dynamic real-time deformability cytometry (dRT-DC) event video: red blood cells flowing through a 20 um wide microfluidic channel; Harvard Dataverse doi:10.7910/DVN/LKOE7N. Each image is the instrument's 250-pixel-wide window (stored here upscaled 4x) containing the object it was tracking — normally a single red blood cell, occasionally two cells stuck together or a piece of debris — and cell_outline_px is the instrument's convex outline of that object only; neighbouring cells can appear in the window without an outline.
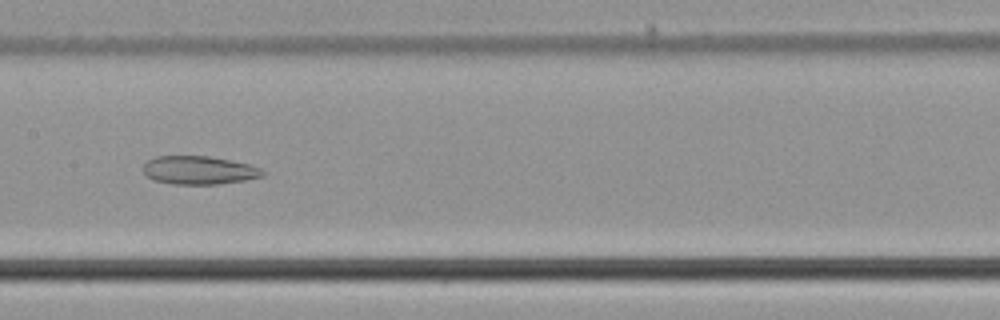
{"species": "common noctule bat (a hibernating species)", "species_latin": "Nyctalus noctula", "temperature_condition": "cold", "stored_images_in_passage": 46, "camera_frame_rate_fps": 3000, "um_per_image_px": 0.085, "animal": {"sex": "male", "body_mass_g": 21.5, "forearm_length_mm": 52.0}, "frame": {"image": 1, "passage_image": 19, "time_ms": 6.0, "image_size_px": [1000, 320], "cell_outline_px": [[264, 176], [244, 180], [220, 184], [172, 184], [152, 180], [144, 172], [144, 164], [148, 160], [156, 156], [208, 156], [248, 164], [260, 168], [264, 172]], "centroid_in_image_um": [16.9, 14.47], "position_along_channel_um": 190.5, "area_um2": 19.59}}
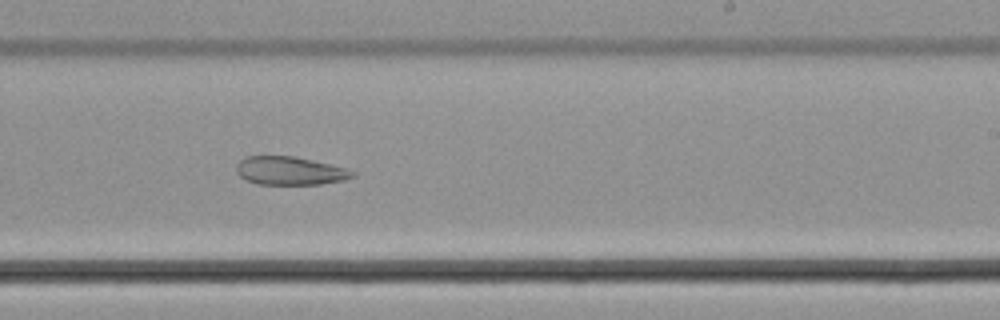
{"frame": {"image": 2, "passage_image": 25, "time_ms": 8.0, "image_size_px": [1000, 320], "cell_outline_px": [[356, 176], [344, 180], [320, 184], [256, 184], [240, 176], [236, 172], [236, 164], [244, 156], [292, 156], [312, 160], [348, 168], [356, 172]], "centroid_in_image_um": [24.66, 14.51], "position_along_channel_um": 264.3, "area_um2": 19.25}}
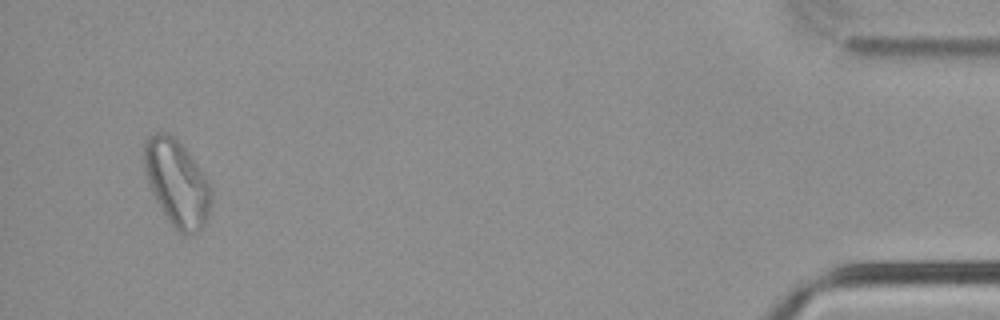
{"frame": {"image": 3, "passage_image": 44, "time_ms": 14.333, "image_size_px": [1000, 320], "cell_outline_px": [[212, 200], [208, 216], [204, 224], [196, 232], [188, 236], [184, 236], [168, 220], [160, 208], [148, 184], [144, 168], [144, 144], [148, 136], [156, 132], [164, 132], [172, 136], [188, 152], [212, 188]], "centroid_in_image_um": [15.03, 15.57], "position_along_channel_um": 420.2, "area_um2": 33.41}, "authors_computed_cell_mechanics": {"area_um2": 24.6517, "velocity_mm_per_s": 3.6997, "shape_relaxation_time_tau1_ms": null, "shape_relaxation_time_tau2_ms": 7.1948, "deformation_change_tau1": null, "deformation_change_tau2": 0.1378}}